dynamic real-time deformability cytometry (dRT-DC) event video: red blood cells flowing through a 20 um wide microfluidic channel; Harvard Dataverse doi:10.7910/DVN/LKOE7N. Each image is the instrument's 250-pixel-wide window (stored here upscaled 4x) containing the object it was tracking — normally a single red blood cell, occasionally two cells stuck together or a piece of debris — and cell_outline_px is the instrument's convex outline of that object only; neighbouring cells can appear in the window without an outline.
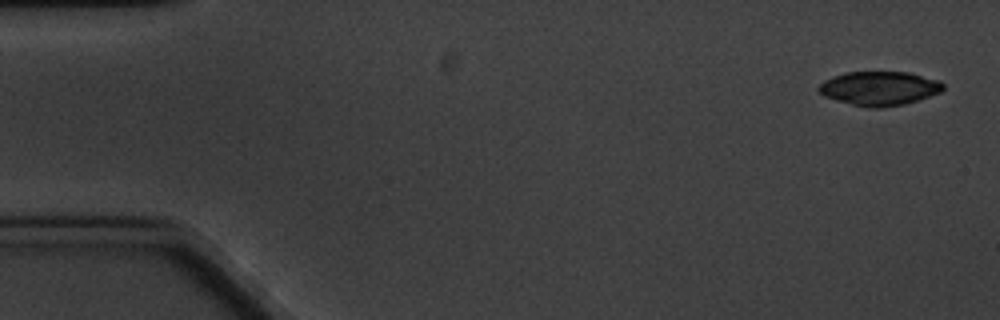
{"species": "common noctule bat (a hibernating species)", "species_latin": "Nyctalus noctula", "temperature_condition": "cold", "stored_images_in_passage": 6, "segment_of_instrument_passage": [2, 2], "camera_frame_rate_fps": 3000, "um_per_image_px": 0.085, "animal": {"sex": "male", "body_mass_g": 20.1, "forearm_length_mm": 53.5}, "frame": {"image": 1, "passage_image": 6, "time_ms": 6.667, "image_size_px": [1000, 320], "cell_outline_px": [[944, 88], [940, 92], [904, 104], [880, 108], [868, 108], [836, 100], [824, 96], [816, 88], [824, 80], [832, 76], [848, 72], [908, 72], [940, 80], [944, 84]], "centroid_in_image_um": [74.73, 7.5], "position_along_channel_um": 10.3, "area_um2": 24.62}}